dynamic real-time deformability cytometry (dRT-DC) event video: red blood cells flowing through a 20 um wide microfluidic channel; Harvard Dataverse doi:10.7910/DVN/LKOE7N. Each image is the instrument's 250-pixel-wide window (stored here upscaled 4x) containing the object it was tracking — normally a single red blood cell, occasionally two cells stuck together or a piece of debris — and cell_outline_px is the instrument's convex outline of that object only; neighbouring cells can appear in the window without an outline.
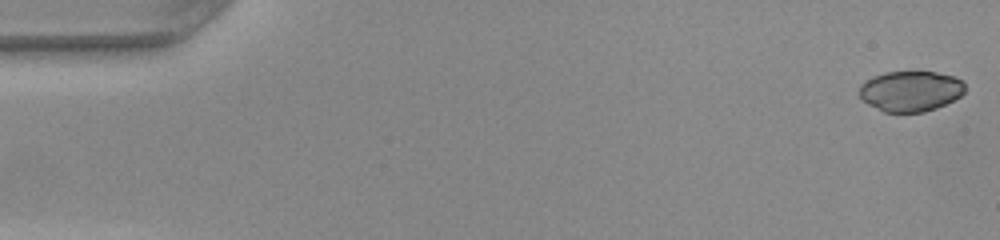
{"species": "common noctule bat (a hibernating species)", "species_latin": "Nyctalus noctula", "temperature_condition": "warm", "stored_images_in_passage": 50, "camera_frame_rate_fps": 3000, "um_per_image_px": 0.085, "animal": {"sex": "female", "body_mass_g": 22.0, "forearm_length_mm": 56.7}, "frame": {"image": 1, "passage_image": 1, "time_ms": 0.0, "image_size_px": [1000, 240], "cell_outline_px": [[964, 92], [960, 96], [936, 108], [924, 112], [884, 112], [868, 104], [860, 96], [860, 84], [864, 80], [872, 76], [884, 72], [912, 68], [936, 72], [956, 76], [964, 80]], "centroid_in_image_um": [77.4, 7.68], "position_along_channel_um": 7.6, "area_um2": 25.78}}
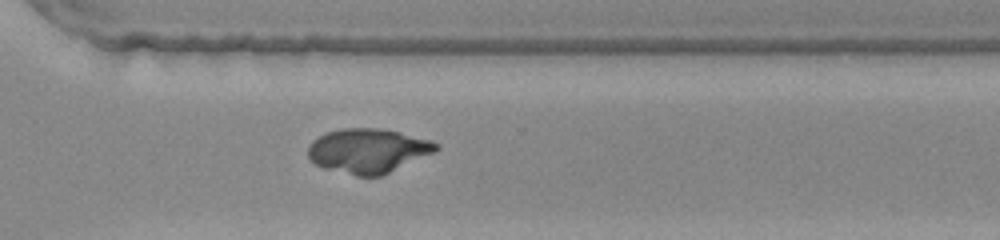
{"frame": {"image": 2, "passage_image": 36, "time_ms": 11.667, "image_size_px": [1000, 240], "cell_outline_px": [[440, 148], [436, 152], [380, 176], [356, 176], [324, 168], [316, 164], [308, 156], [308, 144], [312, 140], [328, 132], [344, 128], [380, 128], [400, 132], [428, 140], [440, 144]], "centroid_in_image_um": [31.29, 12.81], "position_along_channel_um": 339.3, "area_um2": 33.06}}
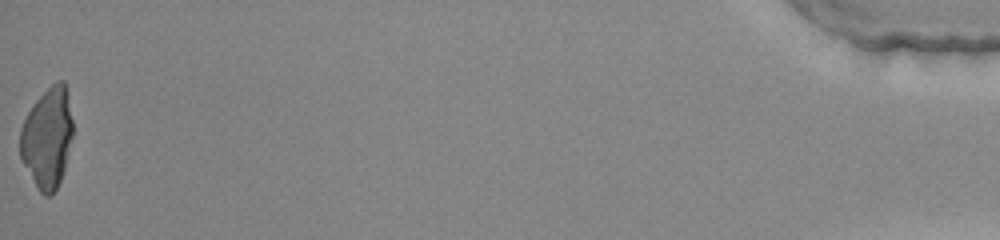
{"frame": {"image": 3, "passage_image": 50, "time_ms": 16.333, "image_size_px": [1000, 240], "cell_outline_px": [[72, 136], [64, 168], [60, 180], [56, 188], [48, 196], [44, 196], [40, 192], [24, 164], [20, 156], [20, 128], [28, 112], [36, 100], [56, 80], [64, 80], [72, 120]], "centroid_in_image_um": [4.01, 11.7], "position_along_channel_um": 431.2, "area_um2": 30.23}}